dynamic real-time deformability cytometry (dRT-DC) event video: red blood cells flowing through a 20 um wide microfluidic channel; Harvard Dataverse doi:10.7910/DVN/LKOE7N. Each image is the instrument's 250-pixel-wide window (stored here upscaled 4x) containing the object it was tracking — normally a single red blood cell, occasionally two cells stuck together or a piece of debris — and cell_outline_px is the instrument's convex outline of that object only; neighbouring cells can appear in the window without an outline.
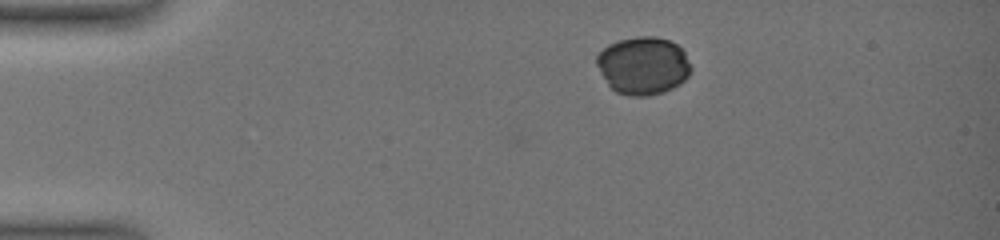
{"species": "common noctule bat (a hibernating species)", "species_latin": "Nyctalus noctula", "temperature_condition": "warm", "stored_images_in_passage": 37, "camera_frame_rate_fps": 3000, "um_per_image_px": 0.085, "animal": {"sex": "female", "body_mass_g": 19.0, "forearm_length_mm": 51.5}, "frame": {"image": 1, "passage_image": 1, "time_ms": 0.0, "image_size_px": [1000, 240], "cell_outline_px": [[692, 72], [680, 84], [664, 92], [648, 96], [628, 96], [616, 92], [608, 84], [596, 64], [596, 56], [608, 44], [620, 40], [636, 36], [656, 36], [668, 40], [676, 44], [684, 52], [692, 68]], "centroid_in_image_um": [54.68, 5.58], "position_along_channel_um": 30.3, "area_um2": 31.79}}
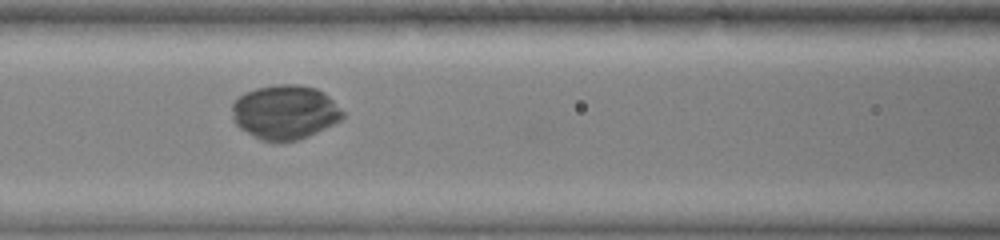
{"frame": {"image": 2, "passage_image": 15, "time_ms": 5.0, "image_size_px": [1000, 240], "cell_outline_px": [[344, 116], [340, 120], [308, 136], [296, 140], [280, 144], [276, 144], [260, 140], [240, 128], [232, 120], [232, 104], [244, 92], [256, 88], [276, 84], [296, 84], [316, 88], [324, 92], [344, 112]], "centroid_in_image_um": [24.19, 9.55], "position_along_channel_um": 142.4, "area_um2": 35.26}}
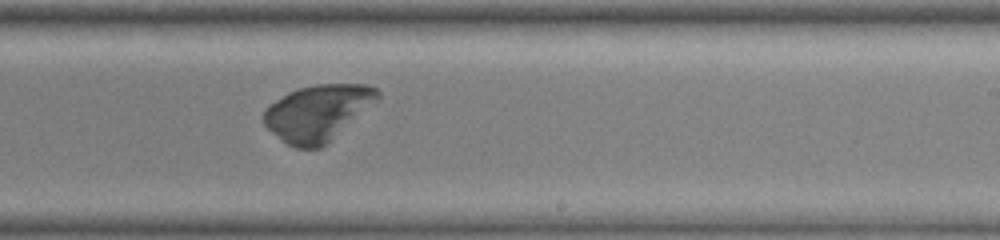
{"frame": {"image": 3, "passage_image": 24, "time_ms": 8.333, "image_size_px": [1000, 240], "cell_outline_px": [[380, 100], [376, 104], [320, 148], [296, 148], [288, 144], [268, 128], [264, 124], [264, 108], [268, 104], [288, 92], [300, 88], [316, 84], [368, 84], [376, 88], [380, 92]], "centroid_in_image_um": [27.05, 9.56], "position_along_channel_um": 261.9, "area_um2": 37.22}}